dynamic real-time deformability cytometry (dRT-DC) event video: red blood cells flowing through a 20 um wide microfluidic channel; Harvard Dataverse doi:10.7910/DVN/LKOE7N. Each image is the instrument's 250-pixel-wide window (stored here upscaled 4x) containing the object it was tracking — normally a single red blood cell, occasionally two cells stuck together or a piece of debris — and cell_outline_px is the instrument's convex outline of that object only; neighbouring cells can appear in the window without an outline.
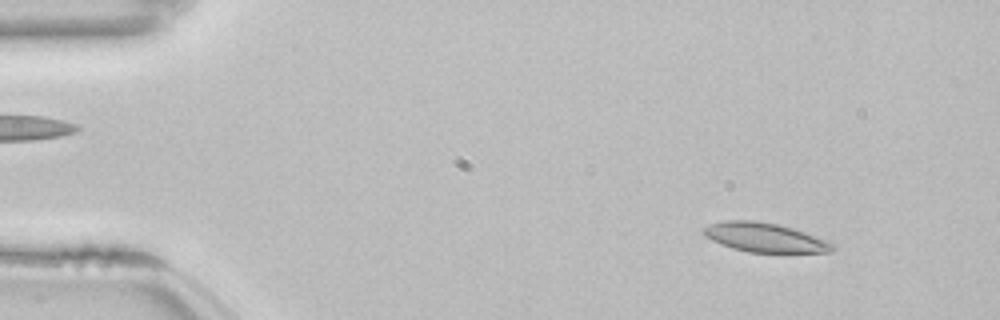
{"species": "common noctule bat (a hibernating species)", "species_latin": "Nyctalus noctula", "temperature_condition": "room temperature", "stored_images_in_passage": 52, "camera_frame_rate_fps": 3000, "um_per_image_px": 0.085, "animal": {"sex": "female", "body_mass_g": 22.7, "forearm_length_mm": 54.2}, "frame": {"image": 1, "passage_image": 5, "time_ms": 1.333, "image_size_px": [1000, 320], "cell_outline_px": [[836, 248], [832, 252], [748, 252], [732, 248], [720, 244], [704, 236], [700, 232], [708, 224], [724, 220], [752, 220], [776, 224], [792, 228], [828, 240], [836, 244]], "centroid_in_image_um": [64.99, 20.18], "position_along_channel_um": 20.0, "area_um2": 22.08}}
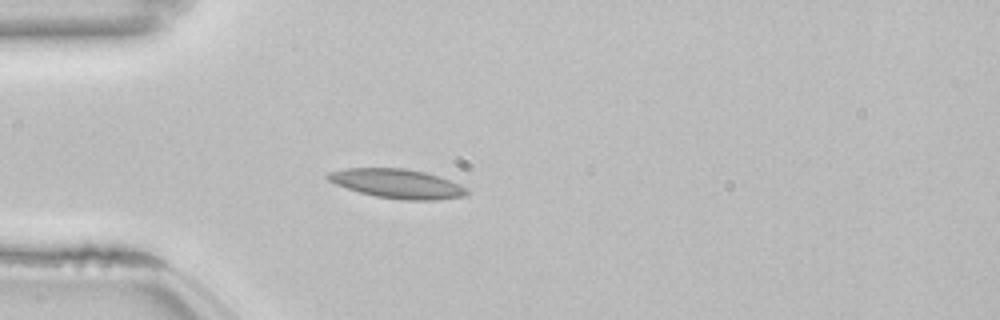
{"frame": {"image": 2, "passage_image": 14, "time_ms": 4.333, "image_size_px": [1000, 320], "cell_outline_px": [[472, 192], [468, 196], [436, 200], [404, 200], [376, 196], [360, 192], [336, 184], [328, 180], [324, 176], [328, 172], [344, 168], [404, 168], [424, 172], [460, 184], [468, 188]], "centroid_in_image_um": [33.8, 15.61], "position_along_channel_um": 51.2, "area_um2": 23.76}}
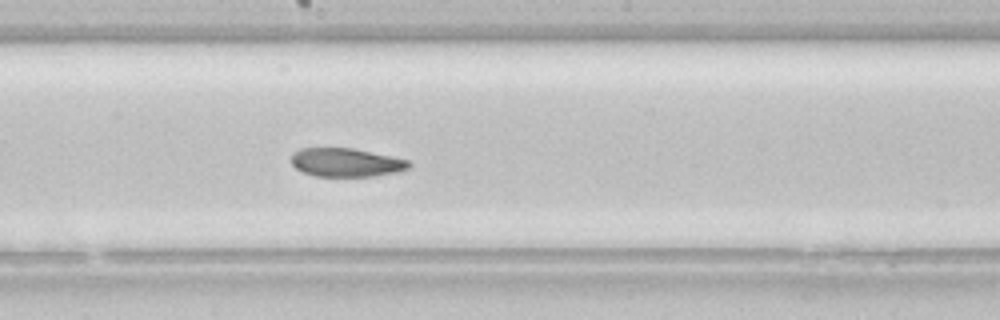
{"frame": {"image": 3, "passage_image": 28, "time_ms": 9.0, "image_size_px": [1000, 320], "cell_outline_px": [[412, 164], [408, 168], [396, 172], [372, 176], [316, 176], [304, 172], [296, 168], [292, 164], [292, 152], [300, 148], [352, 148], [392, 156], [408, 160]], "centroid_in_image_um": [29.41, 13.8], "position_along_channel_um": 218.8, "area_um2": 19.48}, "authors_computed_cell_mechanics": {"area_um2": 22.1663, "velocity_mm_per_s": 3.8245, "shape_relaxation_time_tau1_ms": null, "shape_relaxation_time_tau2_ms": 4.5314, "deformation_change_tau1": null, "deformation_change_tau2": 0.099}}